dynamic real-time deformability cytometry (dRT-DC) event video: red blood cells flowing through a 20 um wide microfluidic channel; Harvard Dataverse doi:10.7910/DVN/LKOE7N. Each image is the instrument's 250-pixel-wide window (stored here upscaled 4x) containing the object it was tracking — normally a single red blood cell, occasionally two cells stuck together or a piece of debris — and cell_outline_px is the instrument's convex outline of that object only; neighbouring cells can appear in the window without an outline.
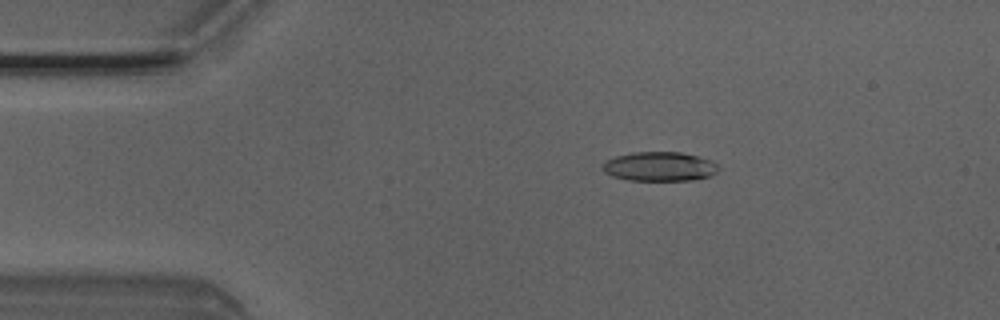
{"species": "Egyptian fruit bat (a non-hibernating species)", "species_latin": "Rousettus aegyptiacus", "temperature_condition": "room temperature", "stored_images_in_passage": 4, "camera_frame_rate_fps": 3000, "um_per_image_px": 0.085, "animal": {"sex": "male"}, "frame": {"image": 1, "passage_image": 1, "time_ms": 0.0, "image_size_px": [1000, 320], "cell_outline_px": [[720, 168], [712, 176], [692, 180], [628, 180], [612, 176], [604, 172], [600, 168], [604, 160], [616, 156], [632, 152], [680, 152], [712, 160]], "centroid_in_image_um": [56.03, 14.15], "position_along_channel_um": 29.0, "area_um2": 19.94}}